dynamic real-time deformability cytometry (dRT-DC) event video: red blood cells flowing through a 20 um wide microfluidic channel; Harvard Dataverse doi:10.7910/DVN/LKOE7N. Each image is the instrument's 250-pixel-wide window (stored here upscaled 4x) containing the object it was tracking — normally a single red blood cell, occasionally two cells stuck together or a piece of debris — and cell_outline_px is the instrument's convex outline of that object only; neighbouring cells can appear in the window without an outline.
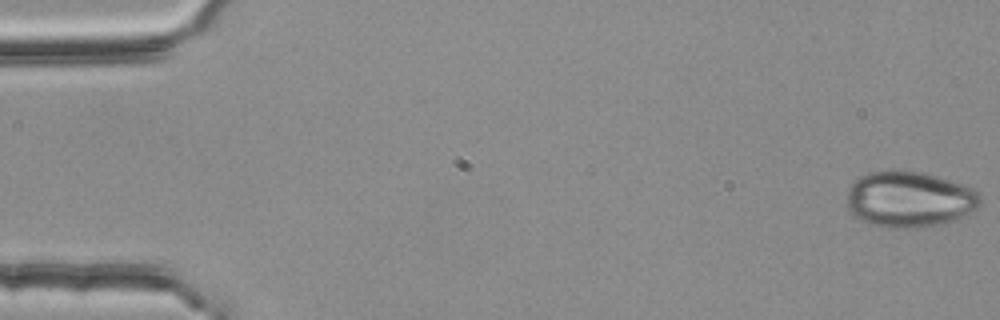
{"species": "common noctule bat (a hibernating species)", "species_latin": "Nyctalus noctula", "temperature_condition": "room temperature", "stored_images_in_passage": 54, "camera_frame_rate_fps": 3000, "um_per_image_px": 0.085, "animal": {"sex": "female", "body_mass_g": 25.1}, "frame": {"image": 1, "passage_image": 1, "time_ms": 0.0, "image_size_px": [1000, 320], "cell_outline_px": [[980, 204], [976, 208], [952, 220], [936, 224], [916, 228], [888, 228], [872, 224], [860, 220], [852, 216], [848, 208], [848, 188], [860, 176], [868, 172], [896, 168], [920, 172], [936, 176], [972, 188], [980, 192]], "centroid_in_image_um": [77.24, 16.92], "position_along_channel_um": 7.8, "area_um2": 43.47}}
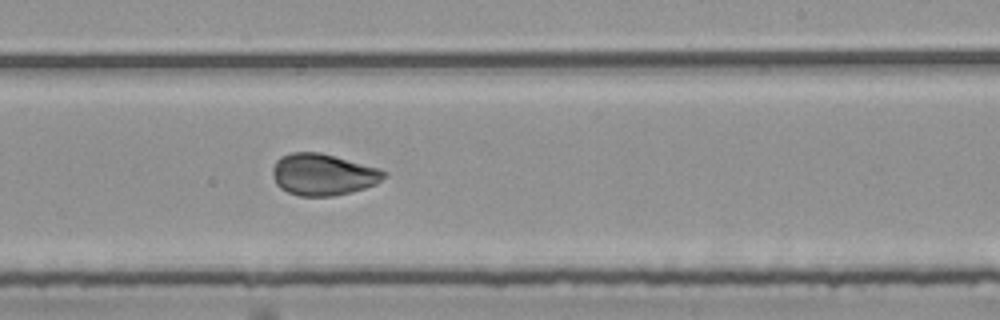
{"frame": {"image": 2, "passage_image": 33, "time_ms": 10.667, "image_size_px": [1000, 320], "cell_outline_px": [[388, 176], [376, 184], [364, 188], [332, 196], [300, 196], [288, 192], [280, 188], [276, 184], [272, 172], [272, 168], [276, 160], [280, 156], [292, 152], [320, 152], [336, 156], [376, 168], [388, 172]], "centroid_in_image_um": [27.44, 14.83], "position_along_channel_um": 261.6, "area_um2": 26.99}}
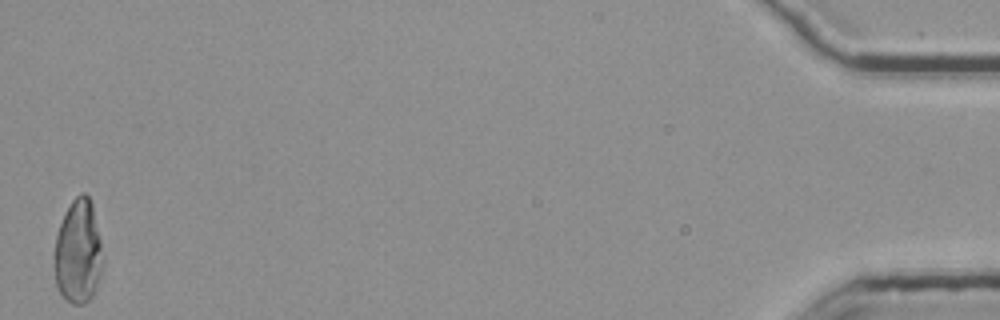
{"frame": {"image": 3, "passage_image": 54, "time_ms": 17.667, "image_size_px": [1000, 320], "cell_outline_px": [[104, 264], [96, 288], [92, 296], [84, 304], [72, 304], [60, 292], [56, 284], [56, 236], [64, 212], [72, 200], [80, 192], [84, 192], [88, 196], [92, 204], [100, 240], [104, 260]], "centroid_in_image_um": [6.68, 21.39], "position_along_channel_um": 428.5, "area_um2": 29.07}, "authors_computed_cell_mechanics": {"area_um2": 28.1775, "velocity_mm_per_s": 3.7835, "shape_relaxation_time_tau1_ms": null, "shape_relaxation_time_tau2_ms": 1.0172, "deformation_change_tau1": null, "deformation_change_tau2": 0.0519}}